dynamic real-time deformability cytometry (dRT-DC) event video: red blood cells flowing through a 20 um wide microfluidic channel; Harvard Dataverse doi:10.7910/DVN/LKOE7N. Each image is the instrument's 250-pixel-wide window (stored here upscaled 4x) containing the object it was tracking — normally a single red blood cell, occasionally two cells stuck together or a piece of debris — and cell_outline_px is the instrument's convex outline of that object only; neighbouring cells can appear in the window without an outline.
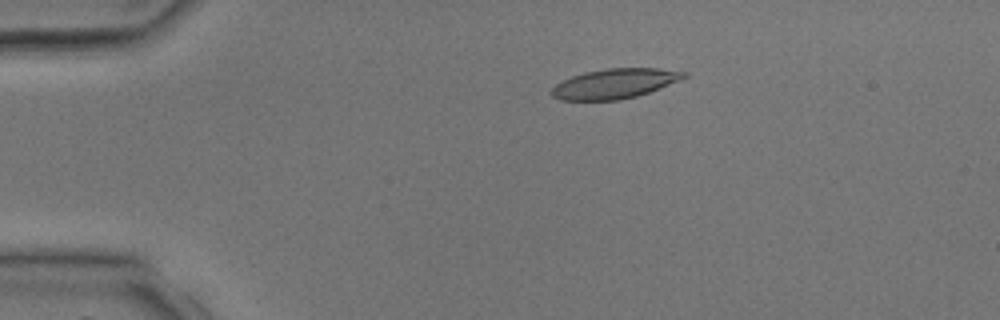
{"species": "common noctule bat (a hibernating species)", "species_latin": "Nyctalus noctula", "temperature_condition": "room temperature", "stored_images_in_passage": 3, "camera_frame_rate_fps": 3000, "um_per_image_px": 0.085, "animal": {"sex": "male", "body_mass_g": 17.9, "forearm_length_mm": 54.2}, "frame": {"image": 1, "passage_image": 2, "time_ms": 1.333, "image_size_px": [1000, 320], "cell_outline_px": [[688, 76], [680, 80], [648, 92], [636, 96], [620, 100], [560, 100], [552, 96], [548, 92], [556, 84], [572, 76], [584, 72], [608, 68], [660, 68], [688, 72]], "centroid_in_image_um": [52.24, 7.1], "position_along_channel_um": 32.8, "area_um2": 23.0}}